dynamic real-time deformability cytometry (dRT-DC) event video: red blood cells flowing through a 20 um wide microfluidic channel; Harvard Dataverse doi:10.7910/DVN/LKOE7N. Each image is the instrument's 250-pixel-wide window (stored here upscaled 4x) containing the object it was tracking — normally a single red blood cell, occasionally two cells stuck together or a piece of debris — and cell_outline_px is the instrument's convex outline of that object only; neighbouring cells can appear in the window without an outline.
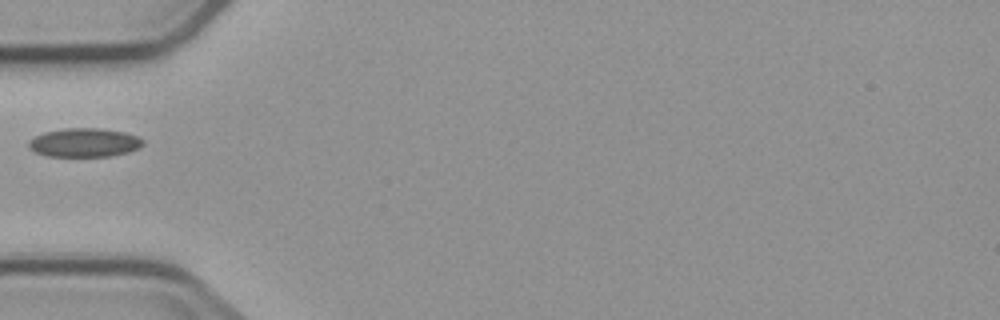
{"species": "common noctule bat (a hibernating species)", "species_latin": "Nyctalus noctula", "temperature_condition": "cold", "stored_images_in_passage": 4, "camera_frame_rate_fps": 3000, "um_per_image_px": 0.085, "animal": {"sex": "male", "body_mass_g": 23.1, "forearm_length_mm": 52.7}, "frame": {"image": 1, "passage_image": 1, "time_ms": 0.0, "image_size_px": [1000, 320], "cell_outline_px": [[144, 144], [128, 152], [108, 156], [48, 156], [36, 152], [28, 144], [28, 140], [44, 132], [64, 128], [100, 128], [124, 132], [136, 136], [144, 140]], "centroid_in_image_um": [7.17, 12.11], "position_along_channel_um": 77.8, "area_um2": 18.96}}
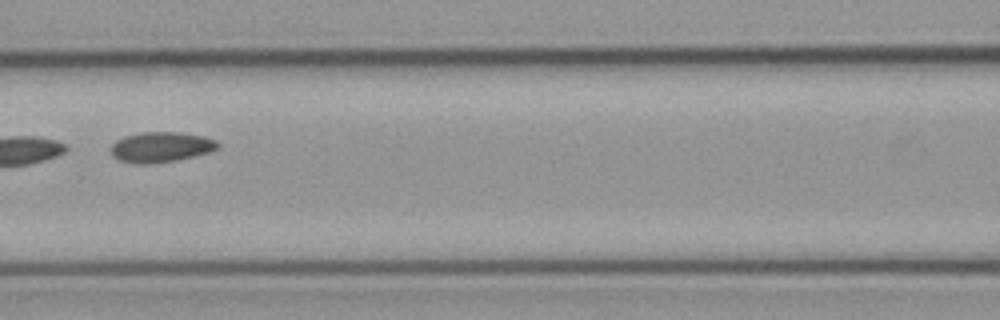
{"frame": {"image": 2, "passage_image": 3, "time_ms": 2.0, "image_size_px": [1000, 320], "cell_outline_px": [[220, 148], [208, 152], [176, 160], [148, 164], [136, 164], [120, 160], [112, 156], [112, 144], [116, 140], [124, 136], [140, 132], [180, 132], [204, 136], [216, 140], [220, 144]], "centroid_in_image_um": [13.69, 12.49], "position_along_channel_um": 152.9, "area_um2": 18.9}}
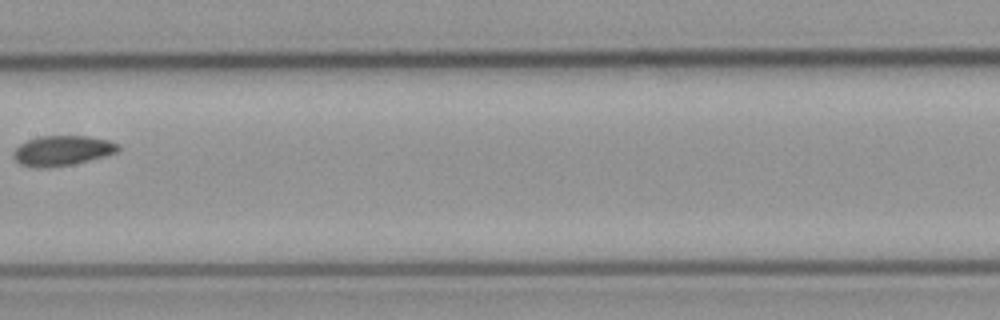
{"frame": {"image": 3, "passage_image": 4, "time_ms": 3.333, "image_size_px": [1000, 320], "cell_outline_px": [[120, 148], [116, 152], [104, 156], [72, 164], [48, 168], [36, 168], [20, 164], [12, 156], [12, 152], [20, 144], [28, 140], [40, 136], [88, 136], [108, 140], [120, 144]], "centroid_in_image_um": [5.27, 12.8], "position_along_channel_um": 202.1, "area_um2": 18.32}}